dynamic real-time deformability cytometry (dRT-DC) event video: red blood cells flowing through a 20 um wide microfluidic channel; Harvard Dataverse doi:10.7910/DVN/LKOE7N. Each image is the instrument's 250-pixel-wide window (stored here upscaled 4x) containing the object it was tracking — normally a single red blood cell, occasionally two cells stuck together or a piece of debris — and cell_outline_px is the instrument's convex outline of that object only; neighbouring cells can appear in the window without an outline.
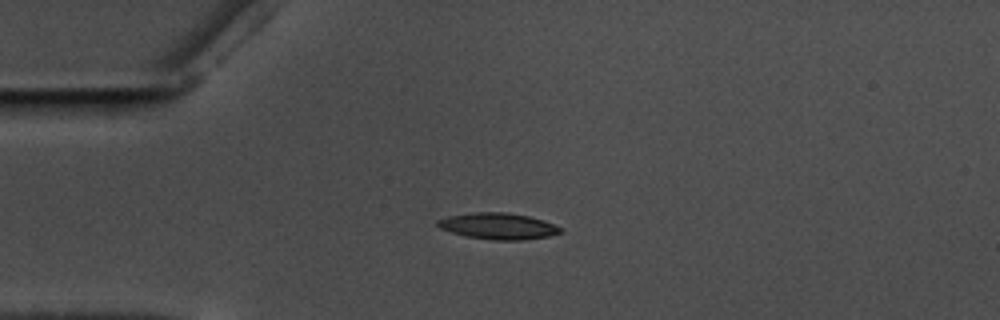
{"species": "common noctule bat (a hibernating species)", "species_latin": "Nyctalus noctula", "temperature_condition": "warm", "stored_images_in_passage": 44, "camera_frame_rate_fps": 3000, "um_per_image_px": 0.085, "animal": {"sex": "male", "body_mass_g": 17.5, "forearm_length_mm": 52.3}, "frame": {"image": 1, "passage_image": 1, "time_ms": 0.0, "image_size_px": [1000, 320], "cell_outline_px": [[564, 232], [548, 236], [524, 240], [492, 240], [468, 236], [452, 232], [440, 228], [436, 224], [436, 220], [448, 216], [472, 212], [504, 212], [528, 216], [544, 220], [560, 228]], "centroid_in_image_um": [42.33, 19.21], "position_along_channel_um": 42.7, "area_um2": 18.73}}
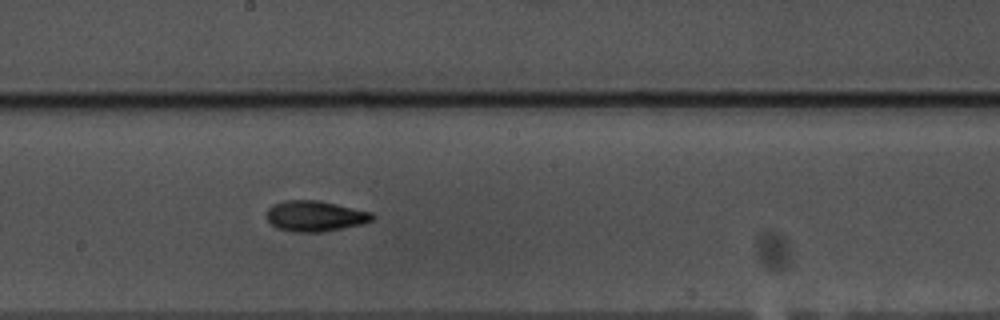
{"frame": {"image": 2, "passage_image": 18, "time_ms": 5.667, "image_size_px": [1000, 320], "cell_outline_px": [[376, 216], [372, 220], [360, 224], [324, 232], [292, 232], [276, 228], [264, 216], [268, 208], [272, 204], [284, 200], [320, 200], [372, 212]], "centroid_in_image_um": [26.74, 18.36], "position_along_channel_um": 221.5, "area_um2": 19.13}}
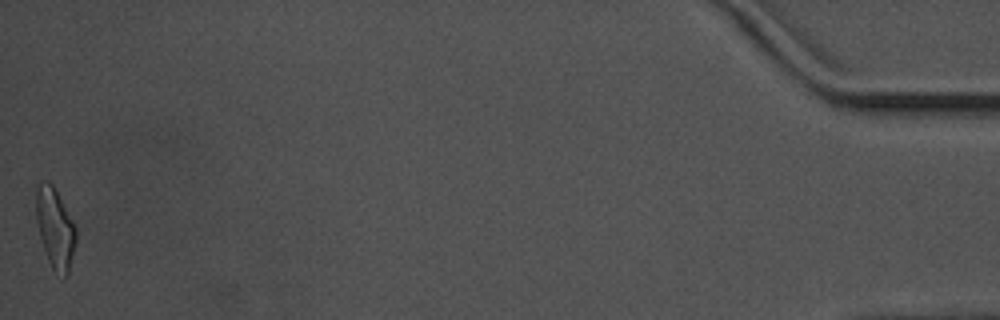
{"frame": {"image": 3, "passage_image": 44, "time_ms": 14.333, "image_size_px": [1000, 320], "cell_outline_px": [[76, 240], [68, 272], [64, 276], [52, 268], [48, 260], [40, 236], [36, 220], [36, 180], [48, 180], [52, 184], [72, 220], [76, 228]], "centroid_in_image_um": [4.65, 19.31], "position_along_channel_um": 430.5, "area_um2": 18.32}, "authors_computed_cell_mechanics": {"area_um2": 18.4382, "velocity_mm_per_s": 3.5601, "shape_relaxation_time_tau1_ms": 4.2703, "shape_relaxation_time_tau2_ms": 2.2798, "deformation_change_tau1": 0.1641, "deformation_change_tau2": 0.0915}}